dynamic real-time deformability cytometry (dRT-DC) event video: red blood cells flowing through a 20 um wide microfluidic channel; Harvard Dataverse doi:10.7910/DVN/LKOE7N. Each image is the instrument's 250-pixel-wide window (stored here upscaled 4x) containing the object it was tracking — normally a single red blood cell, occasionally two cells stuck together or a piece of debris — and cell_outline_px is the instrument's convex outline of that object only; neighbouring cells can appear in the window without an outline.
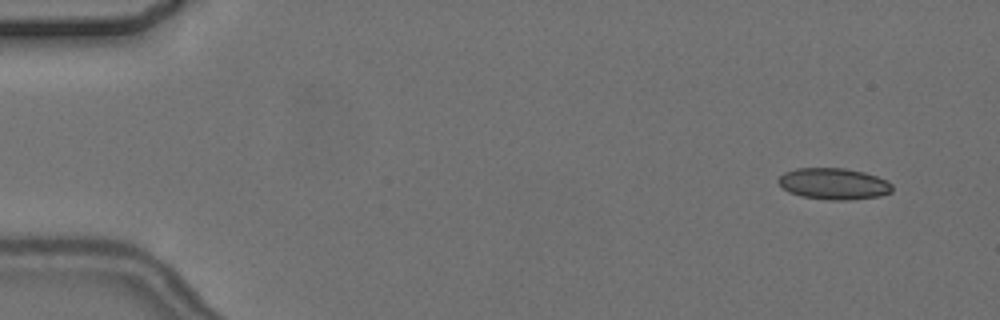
{"species": "common noctule bat (a hibernating species)", "species_latin": "Nyctalus noctula", "temperature_condition": "cold", "stored_images_in_passage": 5, "camera_frame_rate_fps": 3000, "um_per_image_px": 0.085, "animal": {"sex": "female", "body_mass_g": 24.6, "forearm_length_mm": 56.2}, "frame": {"image": 1, "passage_image": 1, "time_ms": 0.0, "image_size_px": [1000, 320], "cell_outline_px": [[892, 192], [880, 196], [848, 200], [828, 200], [800, 196], [788, 192], [776, 180], [784, 172], [796, 168], [844, 168], [864, 172], [888, 180], [892, 184]], "centroid_in_image_um": [70.87, 15.62], "position_along_channel_um": 14.1, "area_um2": 20.98}}
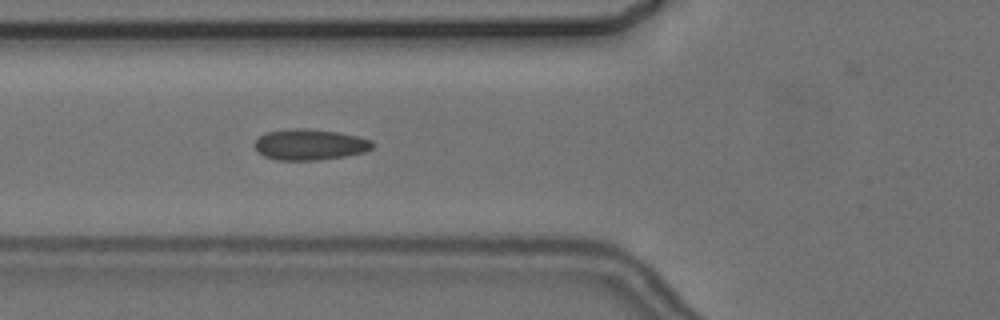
{"frame": {"image": 2, "passage_image": 5, "time_ms": 5.667, "image_size_px": [1000, 320], "cell_outline_px": [[376, 144], [372, 148], [364, 152], [344, 156], [320, 160], [276, 160], [264, 156], [256, 148], [256, 140], [264, 132], [288, 128], [304, 128], [340, 132], [360, 136], [372, 140]], "centroid_in_image_um": [26.37, 12.27], "position_along_channel_um": 99.4, "area_um2": 21.44}}